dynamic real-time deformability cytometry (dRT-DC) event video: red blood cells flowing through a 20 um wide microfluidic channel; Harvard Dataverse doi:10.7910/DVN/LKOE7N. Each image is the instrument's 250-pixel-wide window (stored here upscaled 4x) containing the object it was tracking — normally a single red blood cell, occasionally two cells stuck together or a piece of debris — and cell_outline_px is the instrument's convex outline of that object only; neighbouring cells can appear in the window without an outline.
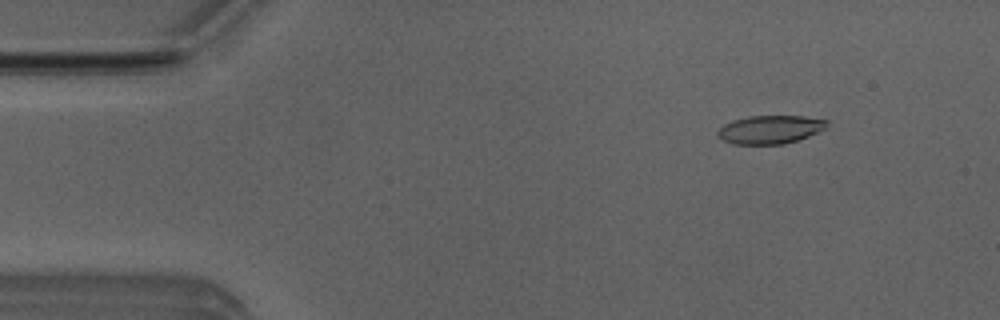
{"species": "Egyptian fruit bat (a non-hibernating species)", "species_latin": "Rousettus aegyptiacus", "temperature_condition": "room temperature", "stored_images_in_passage": 2, "camera_frame_rate_fps": 3000, "um_per_image_px": 0.085, "animal": {"sex": "male"}, "frame": {"image": 1, "passage_image": 2, "time_ms": 0.333, "image_size_px": [1000, 320], "cell_outline_px": [[828, 124], [824, 128], [808, 136], [784, 144], [732, 144], [716, 136], [716, 132], [724, 124], [732, 120], [748, 116], [804, 116], [828, 120]], "centroid_in_image_um": [65.42, 11.0], "position_along_channel_um": 19.6, "area_um2": 17.98}}